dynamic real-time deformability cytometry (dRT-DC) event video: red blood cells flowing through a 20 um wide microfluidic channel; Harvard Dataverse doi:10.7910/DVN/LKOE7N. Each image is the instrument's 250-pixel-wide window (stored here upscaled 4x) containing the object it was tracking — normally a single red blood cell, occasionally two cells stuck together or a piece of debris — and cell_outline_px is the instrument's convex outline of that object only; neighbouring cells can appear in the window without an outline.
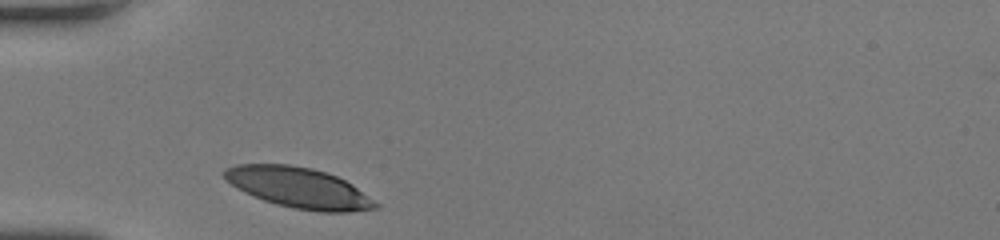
{"species": "human", "species_latin": "Homo sapiens", "temperature_condition": "room temperature", "stored_images_in_passage": 26, "camera_frame_rate_fps": 3000, "um_per_image_px": 0.085, "donor": {"sex": "female"}, "frame": {"image": 1, "passage_image": 1, "time_ms": 0.0, "image_size_px": [1000, 240], "cell_outline_px": [[380, 208], [348, 212], [320, 212], [292, 208], [276, 204], [264, 200], [244, 192], [224, 180], [220, 172], [224, 168], [236, 164], [288, 164], [312, 168], [336, 176], [352, 184], [380, 204]], "centroid_in_image_um": [25.36, 15.96], "position_along_channel_um": 59.6, "area_um2": 35.95}}
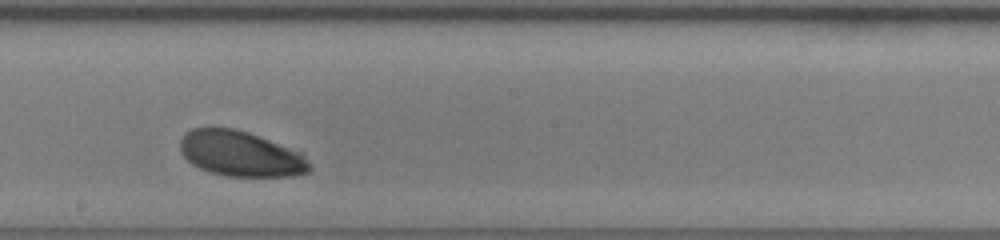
{"frame": {"image": 2, "passage_image": 14, "time_ms": 4.333, "image_size_px": [1000, 240], "cell_outline_px": [[312, 168], [308, 172], [292, 176], [228, 176], [212, 172], [200, 168], [192, 164], [180, 152], [180, 140], [184, 132], [192, 128], [232, 128], [248, 132], [300, 152], [308, 160]], "centroid_in_image_um": [20.43, 13.07], "position_along_channel_um": 227.8, "area_um2": 33.99}}
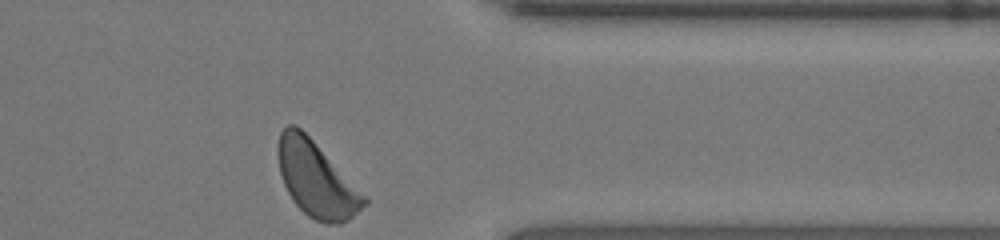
{"frame": {"image": 3, "passage_image": 26, "time_ms": 8.333, "image_size_px": [1000, 240], "cell_outline_px": [[368, 204], [348, 220], [340, 224], [324, 224], [308, 216], [292, 200], [284, 184], [280, 172], [276, 152], [276, 148], [280, 132], [288, 124], [296, 124], [312, 140], [368, 200]], "centroid_in_image_um": [26.84, 15.25], "position_along_channel_um": 384.6, "area_um2": 37.11}, "authors_computed_cell_mechanics": {"area_um2": 35.2291, "velocity_mm_per_s": 4.0993, "shape_relaxation_time_tau1_ms": 1.8151, "shape_relaxation_time_tau2_ms": null, "deformation_change_tau1": 0.1241, "deformation_change_tau2": null}}